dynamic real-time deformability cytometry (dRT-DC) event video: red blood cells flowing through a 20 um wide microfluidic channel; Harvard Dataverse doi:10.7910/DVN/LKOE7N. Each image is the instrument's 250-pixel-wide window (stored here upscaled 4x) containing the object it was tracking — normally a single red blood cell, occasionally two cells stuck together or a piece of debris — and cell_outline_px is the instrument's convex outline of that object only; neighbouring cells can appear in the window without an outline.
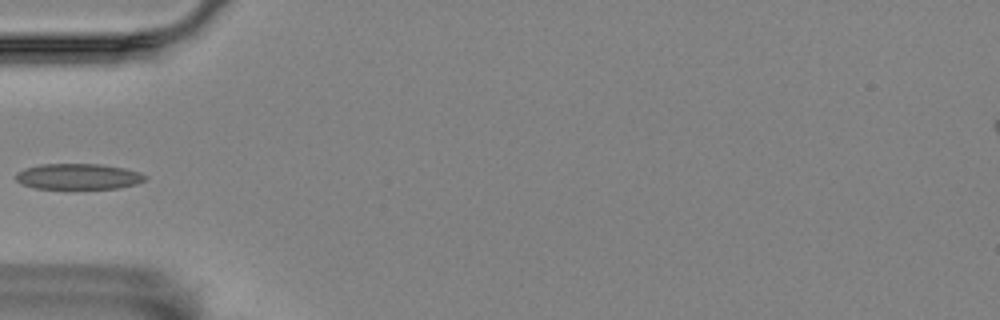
{"species": "Egyptian fruit bat (a non-hibernating species)", "species_latin": "Rousettus aegyptiacus", "temperature_condition": "room temperature", "stored_images_in_passage": 5, "camera_frame_rate_fps": 3000, "um_per_image_px": 0.085, "animal": {"sex": "female"}, "frame": {"image": 1, "passage_image": 4, "time_ms": 1.0, "image_size_px": [1000, 320], "cell_outline_px": [[148, 176], [144, 180], [136, 184], [120, 188], [72, 192], [32, 188], [20, 184], [16, 180], [16, 172], [24, 168], [40, 164], [100, 164], [124, 168], [140, 172]], "centroid_in_image_um": [6.61, 15.06], "position_along_channel_um": 78.4, "area_um2": 20.75}}
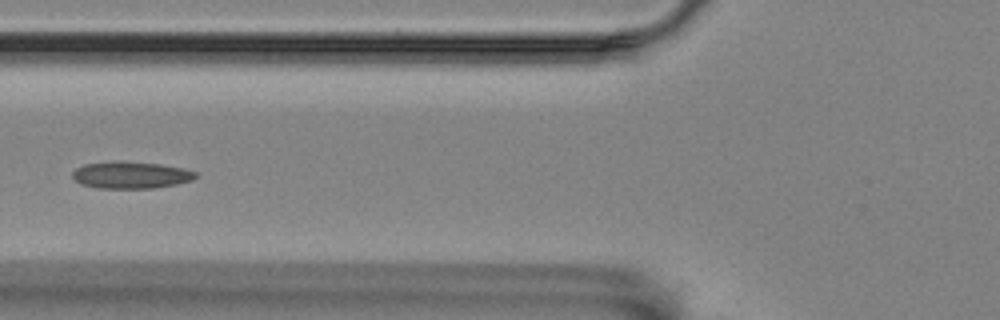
{"frame": {"image": 2, "passage_image": 5, "time_ms": 1.333, "image_size_px": [1000, 320], "cell_outline_px": [[196, 176], [192, 180], [176, 184], [152, 188], [100, 188], [80, 184], [72, 176], [72, 172], [76, 168], [84, 164], [116, 160], [120, 160], [160, 164], [184, 168], [196, 172]], "centroid_in_image_um": [11.1, 14.86], "position_along_channel_um": 114.7, "area_um2": 19.42}}